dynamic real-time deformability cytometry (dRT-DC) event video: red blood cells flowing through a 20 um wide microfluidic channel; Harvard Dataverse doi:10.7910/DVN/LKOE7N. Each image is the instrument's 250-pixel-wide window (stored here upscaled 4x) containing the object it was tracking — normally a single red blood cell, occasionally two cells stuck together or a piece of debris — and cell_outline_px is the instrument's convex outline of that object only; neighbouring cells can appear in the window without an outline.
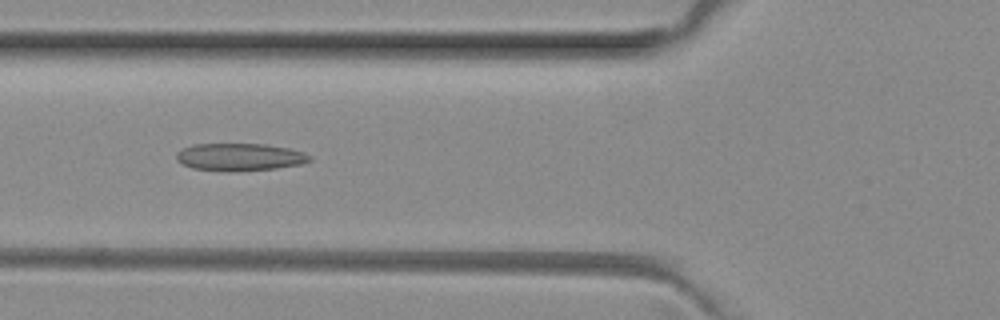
{"species": "common noctule bat (a hibernating species)", "species_latin": "Nyctalus noctula", "temperature_condition": "room temperature", "stored_images_in_passage": 7, "camera_frame_rate_fps": 3000, "um_per_image_px": 0.085, "animal": {"sex": "female", "body_mass_g": 29.2, "forearm_length_mm": 56.3}, "frame": {"image": 1, "passage_image": 5, "time_ms": 1.333, "image_size_px": [1000, 320], "cell_outline_px": [[312, 160], [304, 164], [276, 168], [228, 172], [224, 172], [192, 168], [176, 160], [176, 152], [192, 144], [264, 144], [288, 148], [304, 152], [312, 156]], "centroid_in_image_um": [20.4, 13.35], "position_along_channel_um": 105.4, "area_um2": 21.56}}
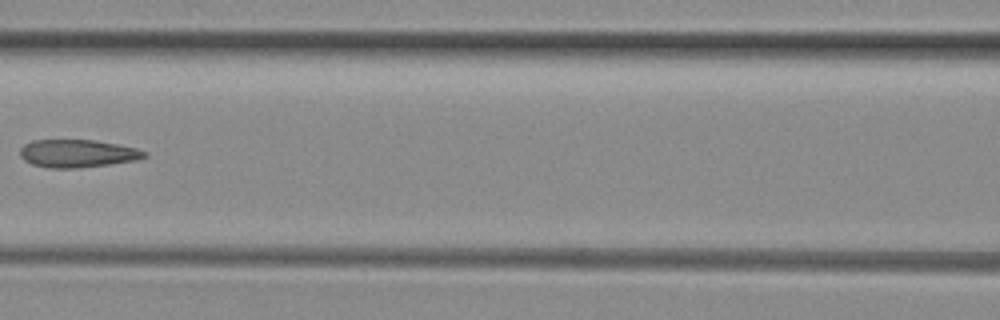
{"frame": {"image": 2, "passage_image": 6, "time_ms": 1.667, "image_size_px": [1000, 320], "cell_outline_px": [[148, 156], [136, 160], [112, 164], [76, 168], [48, 168], [32, 164], [24, 160], [20, 156], [20, 148], [24, 144], [32, 140], [92, 140], [116, 144], [136, 148], [148, 152]], "centroid_in_image_um": [6.58, 13.05], "position_along_channel_um": 160.0, "area_um2": 20.23}}
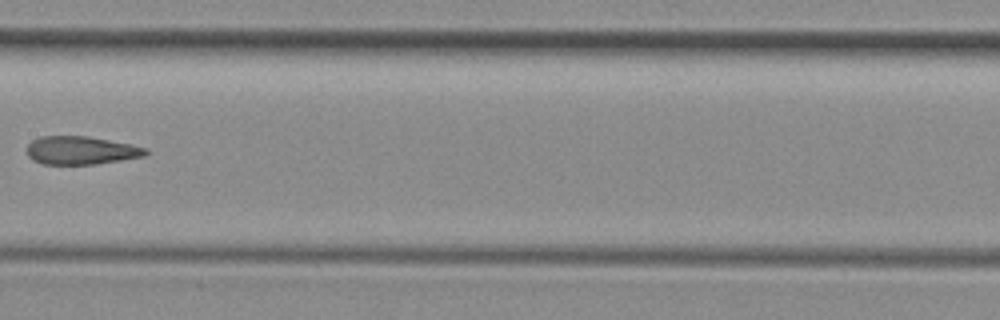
{"frame": {"image": 3, "passage_image": 7, "time_ms": 2.0, "image_size_px": [1000, 320], "cell_outline_px": [[148, 152], [144, 156], [96, 164], [40, 164], [32, 160], [28, 156], [28, 144], [32, 140], [40, 136], [88, 136], [148, 148]], "centroid_in_image_um": [6.85, 12.78], "position_along_channel_um": 200.5, "area_um2": 19.42}}